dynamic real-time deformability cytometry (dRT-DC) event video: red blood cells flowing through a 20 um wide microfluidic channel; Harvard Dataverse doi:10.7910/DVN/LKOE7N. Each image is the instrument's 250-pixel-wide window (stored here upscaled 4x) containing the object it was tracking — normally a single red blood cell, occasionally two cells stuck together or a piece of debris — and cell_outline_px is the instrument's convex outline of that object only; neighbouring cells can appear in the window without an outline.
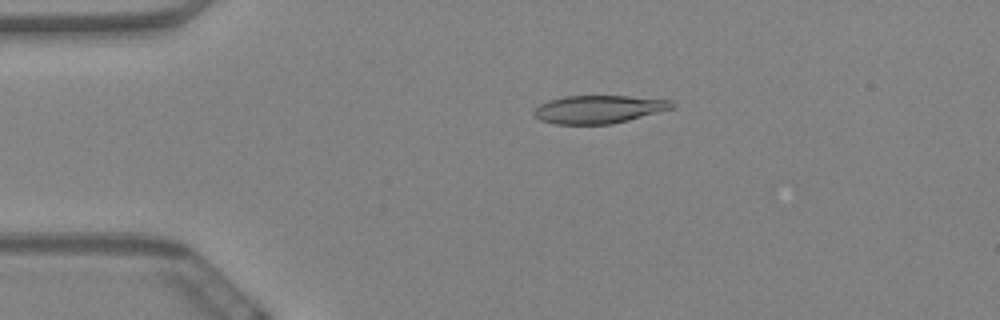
{"species": "Egyptian fruit bat (a non-hibernating species)", "species_latin": "Rousettus aegyptiacus", "temperature_condition": "warm", "stored_images_in_passage": 59, "camera_frame_rate_fps": 3000, "um_per_image_px": 0.085, "animal": {"sex": "female"}, "frame": {"image": 1, "passage_image": 12, "time_ms": 3.667, "image_size_px": [1000, 320], "cell_outline_px": [[676, 104], [672, 108], [628, 120], [612, 124], [556, 124], [540, 120], [532, 116], [532, 112], [540, 104], [548, 100], [564, 96], [628, 96], [672, 100]], "centroid_in_image_um": [50.85, 9.29], "position_along_channel_um": 34.1, "area_um2": 22.54}}
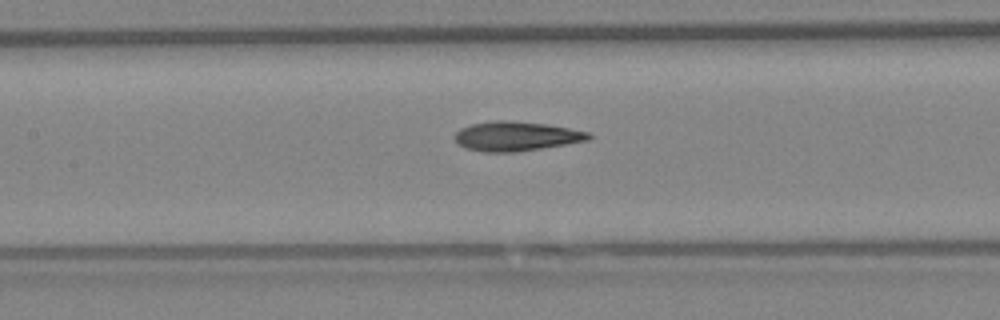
{"frame": {"image": 2, "passage_image": 27, "time_ms": 8.667, "image_size_px": [1000, 320], "cell_outline_px": [[592, 140], [516, 152], [484, 152], [464, 148], [452, 136], [460, 128], [472, 124], [496, 120], [512, 120], [548, 124], [588, 132], [592, 136]], "centroid_in_image_um": [43.88, 11.57], "position_along_channel_um": 163.5, "area_um2": 23.12}}
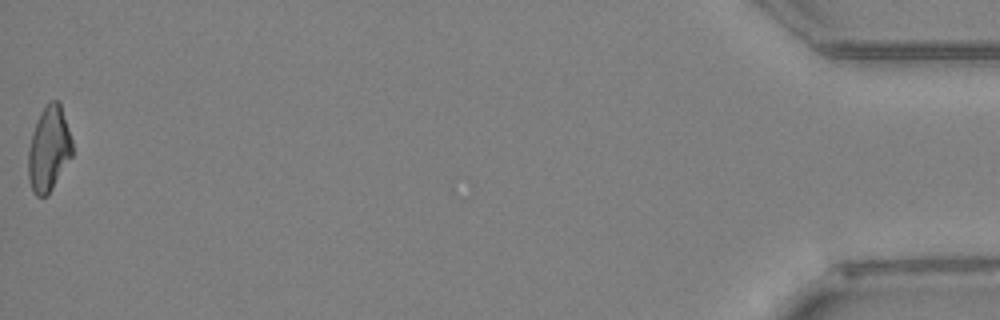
{"frame": {"image": 3, "passage_image": 59, "time_ms": 19.333, "image_size_px": [1000, 320], "cell_outline_px": [[72, 156], [52, 188], [44, 196], [36, 196], [32, 192], [28, 176], [28, 148], [32, 132], [36, 120], [40, 112], [52, 100], [60, 100], [72, 140]], "centroid_in_image_um": [4.14, 12.63], "position_along_channel_um": 431.1, "area_um2": 21.79}, "authors_computed_cell_mechanics": {"area_um2": 22.4264, "velocity_mm_per_s": 3.4413, "shape_relaxation_time_tau1_ms": null, "shape_relaxation_time_tau2_ms": 3.8636, "deformation_change_tau1": null, "deformation_change_tau2": 0.1357}}